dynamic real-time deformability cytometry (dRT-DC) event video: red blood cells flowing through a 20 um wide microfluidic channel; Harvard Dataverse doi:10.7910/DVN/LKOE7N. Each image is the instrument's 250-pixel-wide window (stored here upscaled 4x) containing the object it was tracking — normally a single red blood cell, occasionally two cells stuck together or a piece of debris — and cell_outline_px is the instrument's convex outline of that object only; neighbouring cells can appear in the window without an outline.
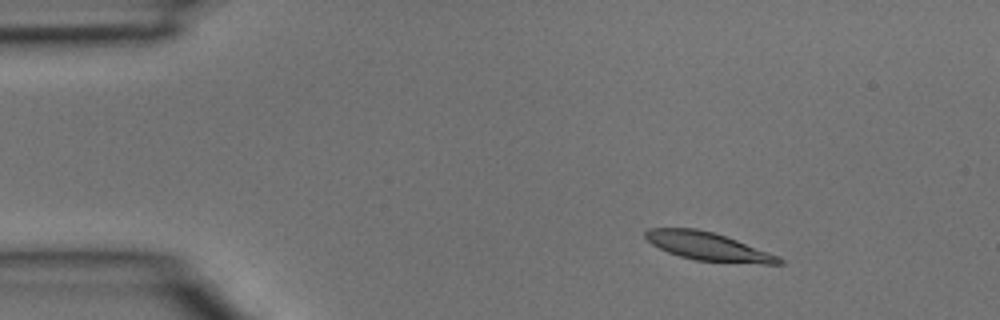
{"species": "common noctule bat (a hibernating species)", "species_latin": "Nyctalus noctula", "temperature_condition": "room temperature", "stored_images_in_passage": 4, "camera_frame_rate_fps": 3000, "um_per_image_px": 0.085, "animal": {"sex": "male", "body_mass_g": 15.6}, "frame": {"image": 1, "passage_image": 1, "time_ms": 0.0, "image_size_px": [1000, 320], "cell_outline_px": [[784, 264], [764, 264], [696, 260], [680, 256], [668, 252], [652, 244], [644, 236], [644, 232], [648, 228], [696, 228], [712, 232], [736, 240], [780, 256], [784, 260]], "centroid_in_image_um": [60.2, 20.95], "position_along_channel_um": 24.8, "area_um2": 21.73}}
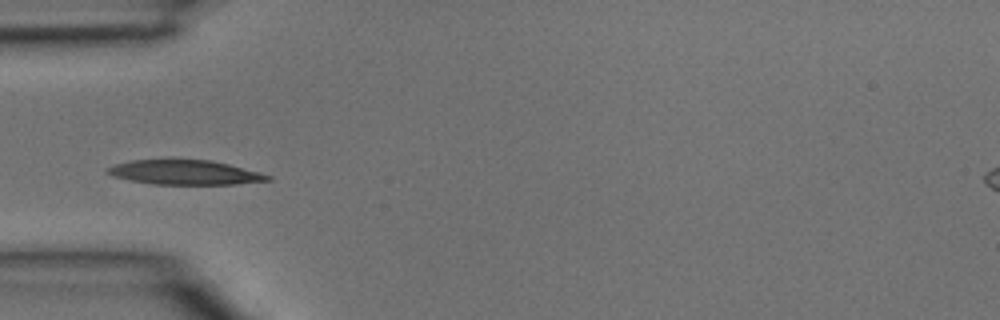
{"frame": {"image": 2, "passage_image": 3, "time_ms": 0.667, "image_size_px": [1000, 320], "cell_outline_px": [[272, 180], [236, 184], [152, 184], [112, 176], [104, 172], [104, 168], [116, 164], [132, 160], [172, 156], [212, 160], [260, 172], [272, 176]], "centroid_in_image_um": [15.65, 14.6], "position_along_channel_um": 69.3, "area_um2": 23.99}}